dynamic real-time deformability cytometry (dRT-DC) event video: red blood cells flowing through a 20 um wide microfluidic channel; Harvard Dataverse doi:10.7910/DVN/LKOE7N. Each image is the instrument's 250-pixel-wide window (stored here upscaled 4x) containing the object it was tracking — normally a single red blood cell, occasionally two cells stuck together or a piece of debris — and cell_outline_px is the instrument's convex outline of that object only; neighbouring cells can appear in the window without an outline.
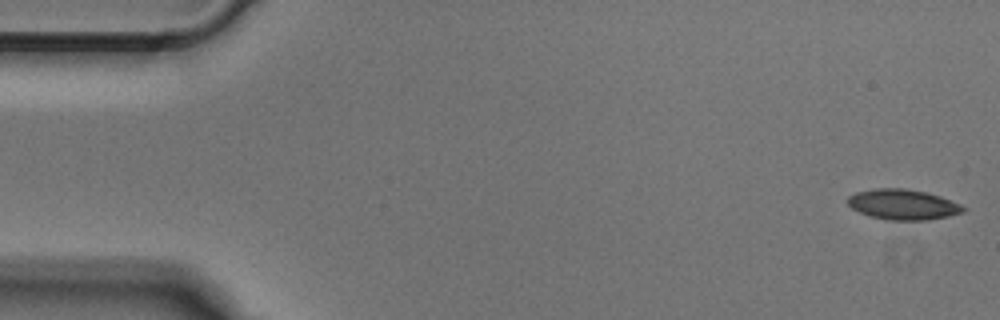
{"species": "Egyptian fruit bat (a non-hibernating species)", "species_latin": "Rousettus aegyptiacus", "temperature_condition": "cold", "stored_images_in_passage": 49, "camera_frame_rate_fps": 3000, "um_per_image_px": 0.085, "animal": {"sex": "male"}, "frame": {"image": 1, "passage_image": 1, "time_ms": 0.0, "image_size_px": [1000, 320], "cell_outline_px": [[968, 208], [964, 212], [948, 216], [928, 220], [888, 220], [872, 216], [860, 212], [852, 208], [848, 204], [848, 196], [856, 192], [872, 188], [904, 188], [924, 192], [940, 196], [960, 204]], "centroid_in_image_um": [76.76, 17.38], "position_along_channel_um": 8.2, "area_um2": 20.4}}
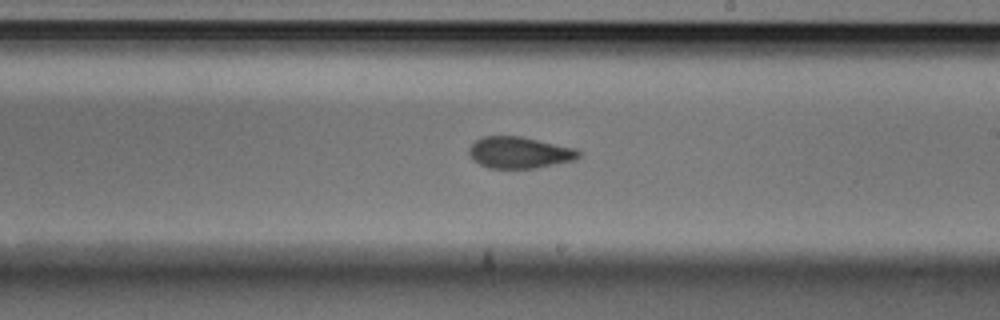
{"frame": {"image": 2, "passage_image": 28, "time_ms": 9.0, "image_size_px": [1000, 320], "cell_outline_px": [[580, 156], [576, 160], [536, 168], [488, 168], [472, 160], [468, 152], [468, 148], [476, 140], [484, 136], [520, 136], [576, 148], [580, 152]], "centroid_in_image_um": [44.15, 12.97], "position_along_channel_um": 244.9, "area_um2": 20.23}}
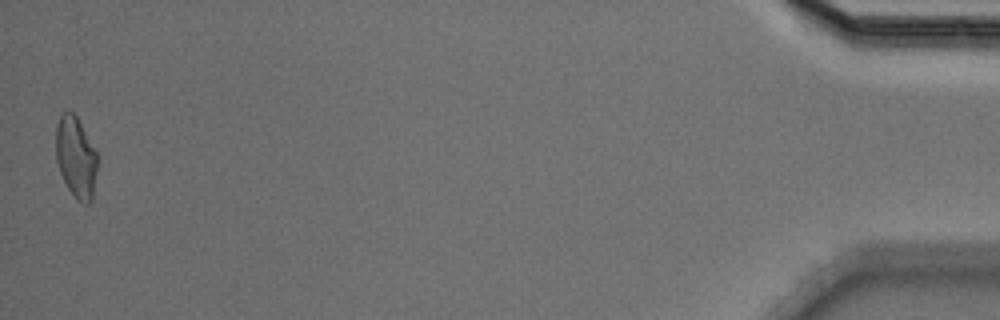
{"frame": {"image": 3, "passage_image": 49, "time_ms": 16.0, "image_size_px": [1000, 320], "cell_outline_px": [[100, 160], [92, 200], [88, 204], [84, 204], [76, 200], [68, 188], [60, 172], [56, 160], [56, 128], [60, 116], [64, 112], [72, 112], [76, 116], [96, 152]], "centroid_in_image_um": [6.48, 13.43], "position_along_channel_um": 428.7, "area_um2": 19.77}}